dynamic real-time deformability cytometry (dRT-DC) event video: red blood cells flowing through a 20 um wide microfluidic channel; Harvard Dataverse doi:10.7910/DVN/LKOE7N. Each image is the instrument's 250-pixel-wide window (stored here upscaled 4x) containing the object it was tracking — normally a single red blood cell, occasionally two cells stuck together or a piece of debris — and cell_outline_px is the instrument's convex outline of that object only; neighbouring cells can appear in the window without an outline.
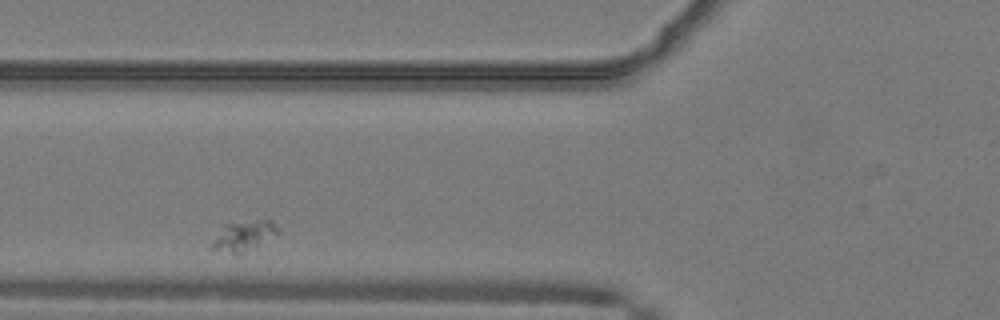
{"species": "common noctule bat (a hibernating species)", "species_latin": "Nyctalus noctula", "temperature_condition": "warm", "stored_images_in_passage": 32, "camera_frame_rate_fps": 3000, "um_per_image_px": 0.085, "animal": {"sex": "male", "body_mass_g": 19.2, "forearm_length_mm": 51.8}, "frame": {"image": 1, "passage_image": 11, "time_ms": 3.333, "image_size_px": [1000, 320], "cell_outline_px": [[280, 232], [236, 256], [208, 248], [220, 224], [264, 216], [272, 220], [280, 228]], "centroid_in_image_um": [20.66, 19.97], "position_along_channel_um": 105.1, "area_um2": 12.6}}
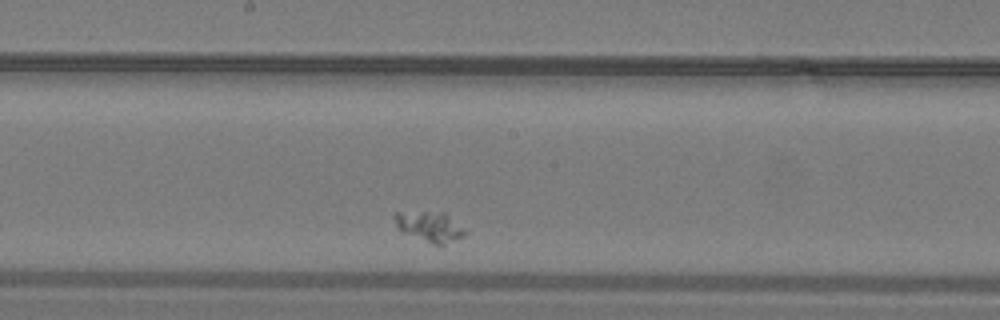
{"frame": {"image": 2, "passage_image": 20, "time_ms": 6.333, "image_size_px": [1000, 320], "cell_outline_px": [[468, 232], [464, 236], [444, 248], [440, 248], [404, 232], [396, 224], [392, 216], [396, 212], [444, 212], [464, 228]], "centroid_in_image_um": [36.6, 19.32], "position_along_channel_um": 211.6, "area_um2": 12.72}}
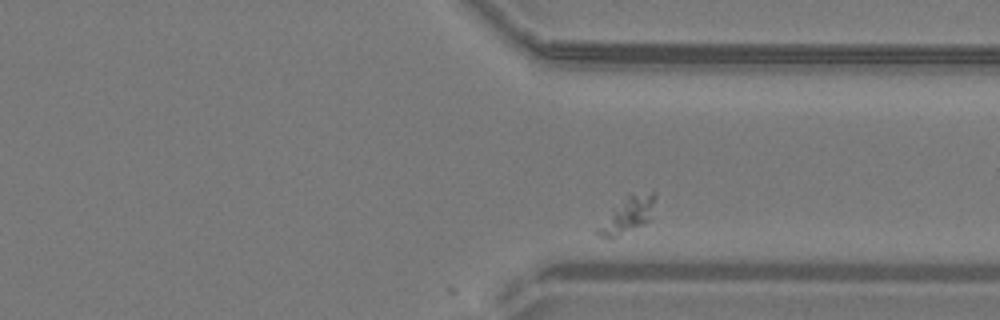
{"frame": {"image": 3, "passage_image": 32, "time_ms": 10.333, "image_size_px": [1000, 320], "cell_outline_px": [[656, 196], [652, 220], [644, 224], [616, 236], [600, 236], [596, 232], [596, 228], [628, 196], [652, 192], [656, 192]], "centroid_in_image_um": [53.45, 18.28], "position_along_channel_um": 358.0, "area_um2": 11.21}}